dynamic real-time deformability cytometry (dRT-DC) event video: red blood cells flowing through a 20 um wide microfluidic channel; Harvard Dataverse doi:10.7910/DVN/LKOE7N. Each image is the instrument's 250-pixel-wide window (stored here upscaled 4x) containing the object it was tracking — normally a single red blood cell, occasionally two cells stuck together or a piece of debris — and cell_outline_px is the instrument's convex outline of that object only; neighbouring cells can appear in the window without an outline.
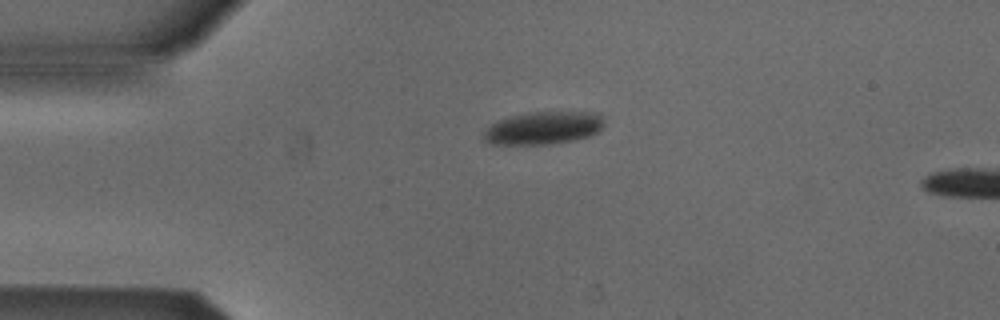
{"species": "Egyptian fruit bat (a non-hibernating species)", "species_latin": "Rousettus aegyptiacus", "temperature_condition": "cold", "stored_images_in_passage": 3, "camera_frame_rate_fps": 3000, "um_per_image_px": 0.085, "animal": {"sex": "male"}, "frame": {"image": 1, "passage_image": 1, "time_ms": 0.0, "image_size_px": [1000, 320], "cell_outline_px": [[604, 124], [596, 132], [588, 136], [572, 140], [548, 144], [492, 144], [484, 140], [484, 132], [492, 124], [500, 120], [512, 116], [532, 112], [600, 112]], "centroid_in_image_um": [46.21, 10.87], "position_along_channel_um": 38.8, "area_um2": 22.6}}
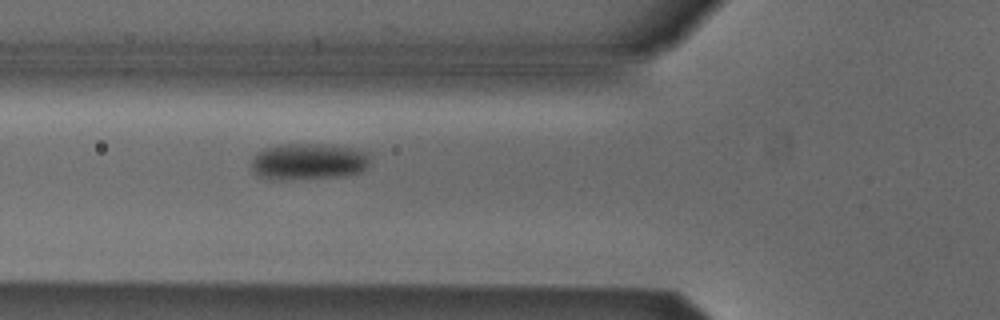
{"frame": {"image": 2, "passage_image": 3, "time_ms": 0.667, "image_size_px": [1000, 320], "cell_outline_px": [[368, 164], [360, 172], [344, 176], [280, 180], [272, 180], [260, 176], [252, 168], [252, 160], [256, 152], [264, 148], [276, 144], [324, 144], [352, 148], [368, 152]], "centroid_in_image_um": [26.18, 13.72], "position_along_channel_um": 99.6, "area_um2": 25.26}}